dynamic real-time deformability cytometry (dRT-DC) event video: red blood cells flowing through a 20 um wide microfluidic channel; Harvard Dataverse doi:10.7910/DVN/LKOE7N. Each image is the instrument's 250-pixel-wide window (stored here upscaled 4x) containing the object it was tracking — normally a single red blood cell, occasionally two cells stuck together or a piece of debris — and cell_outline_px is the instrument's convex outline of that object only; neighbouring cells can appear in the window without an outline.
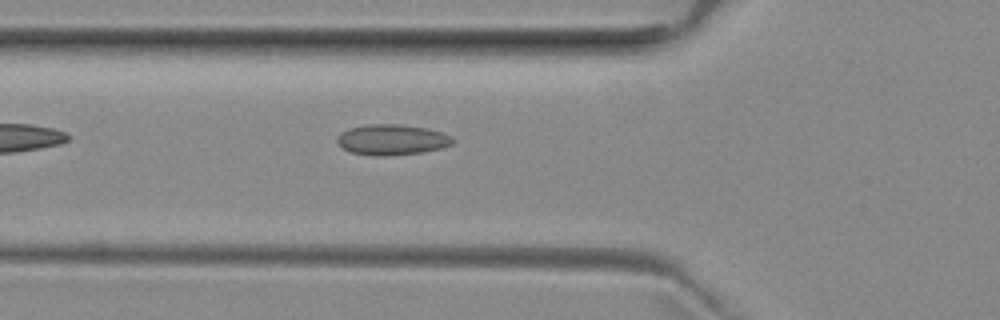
{"species": "common noctule bat (a hibernating species)", "species_latin": "Nyctalus noctula", "temperature_condition": "room temperature", "stored_images_in_passage": 27, "camera_frame_rate_fps": 3000, "um_per_image_px": 0.085, "animal": {"sex": "female", "body_mass_g": 29.2, "forearm_length_mm": 56.3}, "frame": {"image": 1, "passage_image": 2, "time_ms": 0.333, "image_size_px": [1000, 320], "cell_outline_px": [[456, 140], [452, 144], [440, 148], [420, 152], [384, 156], [372, 156], [352, 152], [344, 148], [336, 140], [336, 136], [340, 132], [348, 128], [368, 124], [400, 124], [428, 128], [452, 136]], "centroid_in_image_um": [33.3, 11.86], "position_along_channel_um": 92.5, "area_um2": 20.63}}
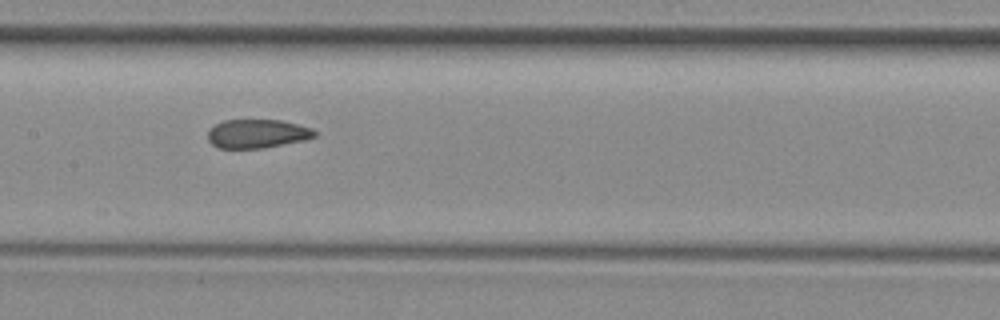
{"frame": {"image": 2, "passage_image": 9, "time_ms": 2.667, "image_size_px": [1000, 320], "cell_outline_px": [[316, 136], [304, 140], [264, 148], [216, 148], [208, 140], [208, 128], [224, 120], [280, 120], [312, 128], [316, 132]], "centroid_in_image_um": [21.83, 11.37], "position_along_channel_um": 185.6, "area_um2": 17.92}}
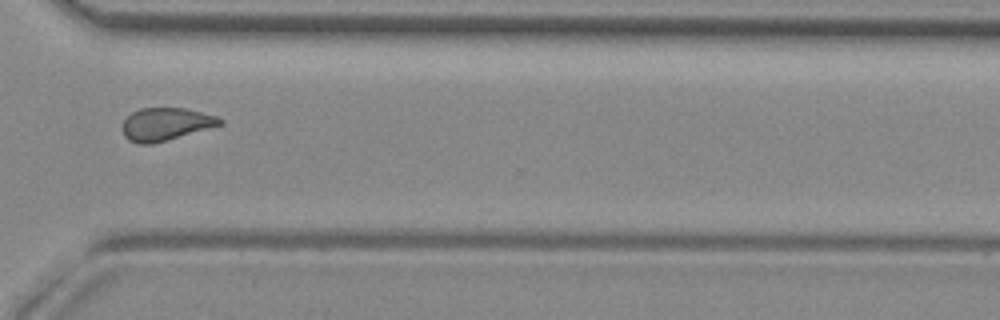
{"frame": {"image": 3, "passage_image": 22, "time_ms": 7.0, "image_size_px": [1000, 320], "cell_outline_px": [[224, 124], [152, 144], [140, 144], [128, 140], [124, 136], [120, 128], [124, 120], [132, 112], [140, 108], [184, 108], [216, 116], [224, 120]], "centroid_in_image_um": [14.05, 10.55], "position_along_channel_um": 356.5, "area_um2": 18.61}}